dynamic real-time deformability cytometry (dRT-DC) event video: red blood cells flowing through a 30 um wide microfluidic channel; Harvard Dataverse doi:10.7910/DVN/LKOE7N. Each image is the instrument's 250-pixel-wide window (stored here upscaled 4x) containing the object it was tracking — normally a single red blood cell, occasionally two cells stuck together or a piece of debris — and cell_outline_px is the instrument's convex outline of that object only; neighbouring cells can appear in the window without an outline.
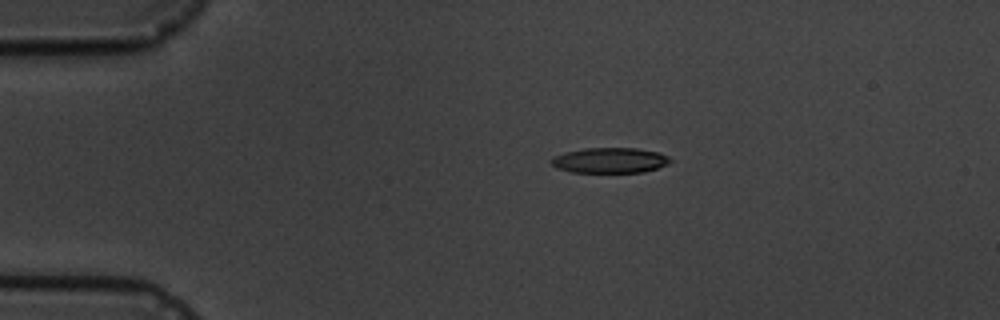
{"species": "common noctule bat (a hibernating species)", "species_latin": "Nyctalus noctula", "temperature_condition": "cold", "stored_images_in_passage": 7, "camera_frame_rate_fps": 3000, "um_per_image_px": 0.085, "animal": {"sex": "male", "body_mass_g": 19.5, "forearm_length_mm": 54.6}, "frame": {"image": 1, "passage_image": 3, "time_ms": 3.333, "image_size_px": [1000, 320], "cell_outline_px": [[672, 160], [668, 164], [644, 172], [572, 172], [556, 168], [548, 160], [552, 156], [564, 152], [584, 148], [636, 148], [660, 152], [668, 156]], "centroid_in_image_um": [51.81, 13.62], "position_along_channel_um": 33.2, "area_um2": 17.74}}
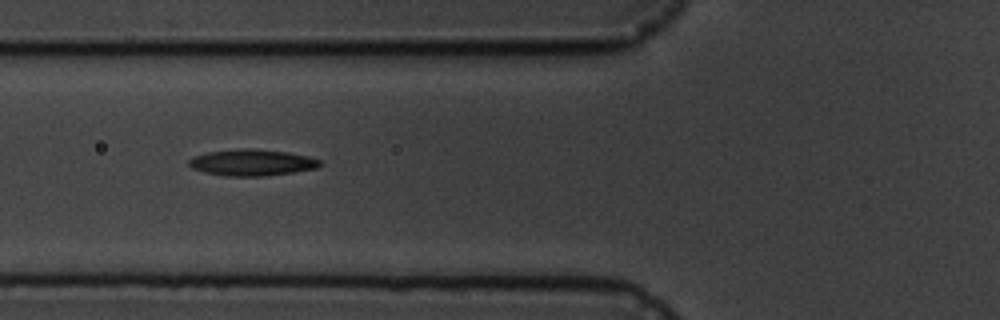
{"frame": {"image": 2, "passage_image": 6, "time_ms": 6.667, "image_size_px": [1000, 320], "cell_outline_px": [[320, 164], [316, 168], [292, 172], [264, 176], [228, 176], [204, 172], [192, 168], [188, 164], [188, 160], [192, 156], [208, 152], [244, 148], [256, 148], [288, 152], [308, 156], [320, 160]], "centroid_in_image_um": [21.38, 13.8], "position_along_channel_um": 104.4, "area_um2": 20.11}}
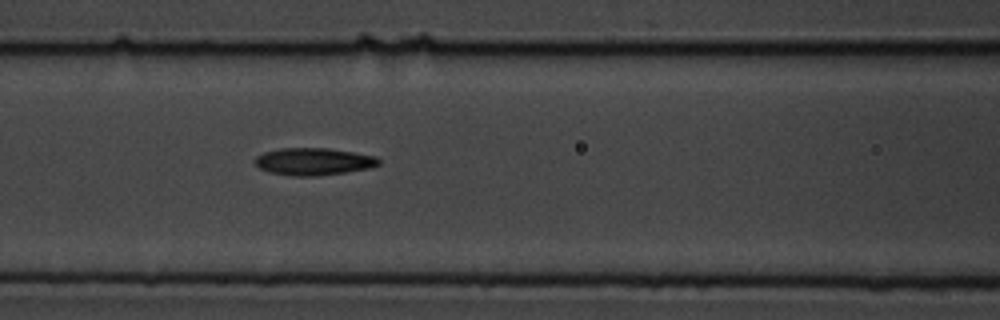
{"frame": {"image": 3, "passage_image": 7, "time_ms": 7.667, "image_size_px": [1000, 320], "cell_outline_px": [[380, 164], [372, 168], [316, 176], [292, 176], [268, 172], [260, 168], [252, 160], [256, 156], [264, 152], [280, 148], [328, 148], [376, 156], [380, 160]], "centroid_in_image_um": [26.64, 13.73], "position_along_channel_um": 140.0, "area_um2": 19.77}}